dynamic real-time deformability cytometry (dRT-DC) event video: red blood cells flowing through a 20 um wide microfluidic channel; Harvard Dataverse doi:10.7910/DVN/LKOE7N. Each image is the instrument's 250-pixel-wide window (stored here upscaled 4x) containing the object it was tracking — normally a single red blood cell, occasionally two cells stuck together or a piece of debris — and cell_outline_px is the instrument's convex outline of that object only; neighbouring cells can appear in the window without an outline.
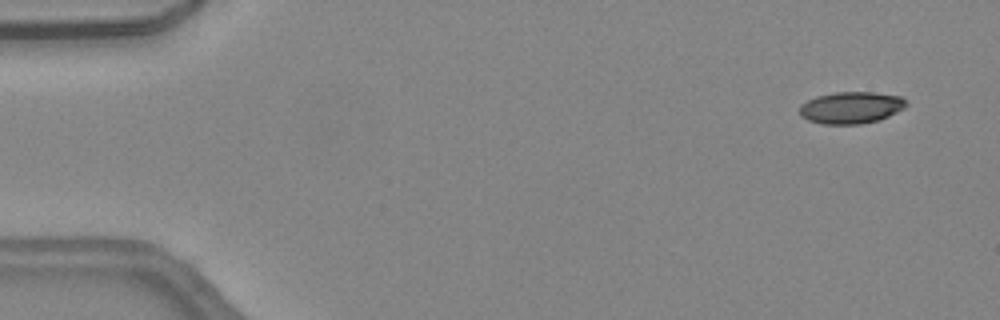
{"species": "common noctule bat (a hibernating species)", "species_latin": "Nyctalus noctula", "temperature_condition": "warm", "stored_images_in_passage": 46, "camera_frame_rate_fps": 3000, "um_per_image_px": 0.085, "animal": {"sex": "female", "body_mass_g": 24.6, "forearm_length_mm": 56.2}, "frame": {"image": 1, "passage_image": 3, "time_ms": 0.667, "image_size_px": [1000, 320], "cell_outline_px": [[908, 104], [904, 108], [880, 120], [860, 124], [820, 124], [808, 120], [800, 116], [800, 104], [816, 96], [836, 92], [872, 92], [900, 96]], "centroid_in_image_um": [72.32, 9.15], "position_along_channel_um": 12.7, "area_um2": 19.83}}
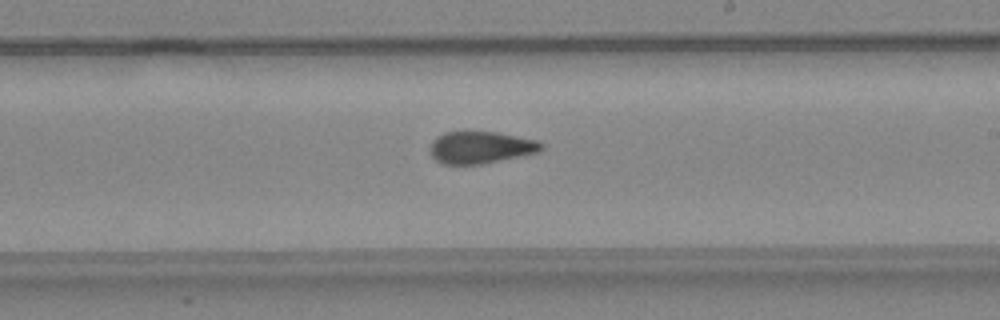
{"frame": {"image": 2, "passage_image": 27, "time_ms": 8.667, "image_size_px": [1000, 320], "cell_outline_px": [[544, 148], [536, 152], [480, 164], [440, 164], [432, 156], [428, 148], [432, 140], [436, 136], [444, 132], [468, 128], [496, 132], [536, 140], [544, 144]], "centroid_in_image_um": [40.75, 12.47], "position_along_channel_um": 248.2, "area_um2": 21.39}}
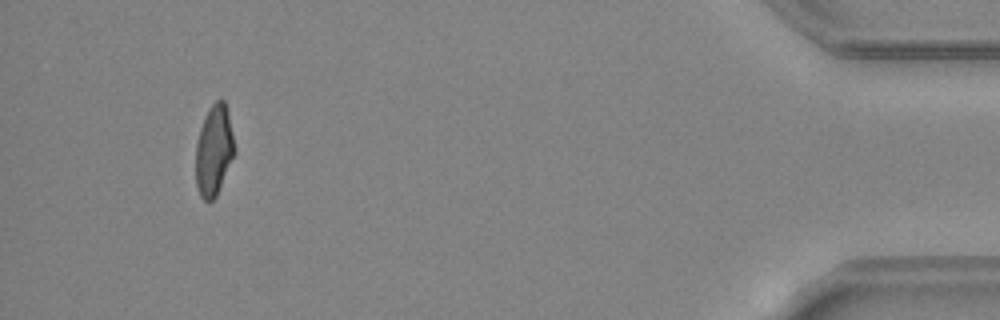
{"frame": {"image": 3, "passage_image": 43, "time_ms": 14.0, "image_size_px": [1000, 320], "cell_outline_px": [[232, 156], [216, 196], [212, 200], [204, 200], [200, 196], [196, 184], [196, 144], [200, 128], [204, 116], [212, 104], [216, 100], [224, 100], [228, 112], [232, 136]], "centroid_in_image_um": [18.13, 12.77], "position_along_channel_um": 417.1, "area_um2": 19.65}, "authors_computed_cell_mechanics": {"area_um2": 21.097, "velocity_mm_per_s": 4.5313, "shape_relaxation_time_tau1_ms": null, "shape_relaxation_time_tau2_ms": 1.6261, "deformation_change_tau1": null, "deformation_change_tau2": 0.0842}}